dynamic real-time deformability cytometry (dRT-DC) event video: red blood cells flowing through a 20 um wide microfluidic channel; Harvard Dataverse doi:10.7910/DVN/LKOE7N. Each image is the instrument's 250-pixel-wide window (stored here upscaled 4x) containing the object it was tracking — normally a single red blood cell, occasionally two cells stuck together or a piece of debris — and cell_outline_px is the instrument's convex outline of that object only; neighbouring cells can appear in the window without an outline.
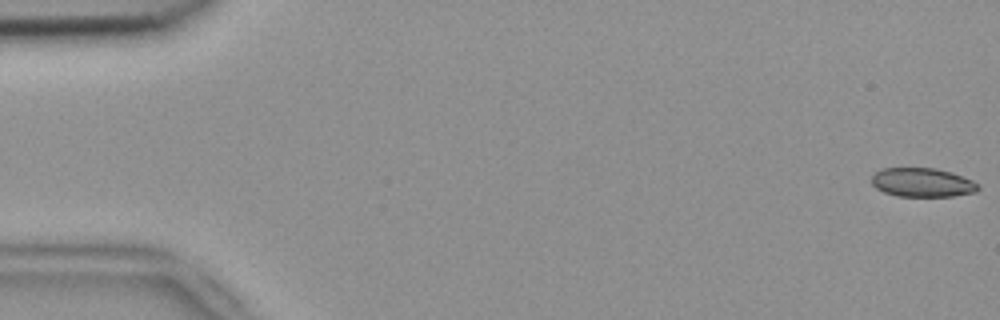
{"species": "common noctule bat (a hibernating species)", "species_latin": "Nyctalus noctula", "temperature_condition": "room temperature", "stored_images_in_passage": 53, "camera_frame_rate_fps": 3000, "um_per_image_px": 0.085, "animal": {"sex": "female", "body_mass_g": 18.4}, "frame": {"image": 1, "passage_image": 1, "time_ms": 0.0, "image_size_px": [1000, 320], "cell_outline_px": [[980, 188], [976, 192], [952, 196], [896, 196], [884, 192], [876, 188], [872, 184], [872, 176], [880, 168], [936, 168], [952, 172], [972, 180], [980, 184]], "centroid_in_image_um": [78.41, 15.51], "position_along_channel_um": 6.6, "area_um2": 18.09}}
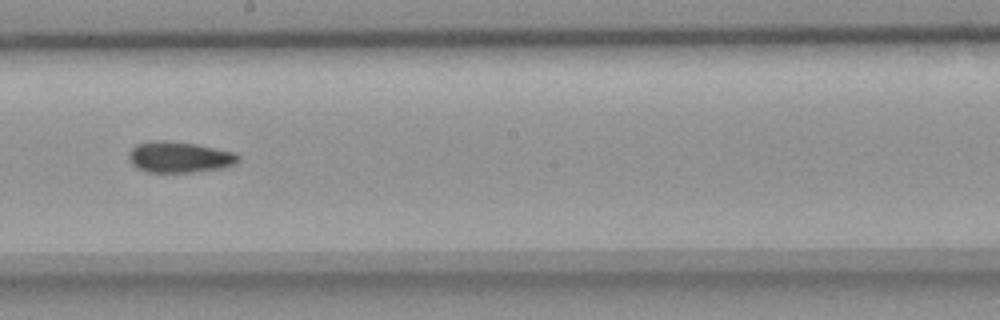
{"frame": {"image": 2, "passage_image": 30, "time_ms": 9.667, "image_size_px": [1000, 320], "cell_outline_px": [[240, 160], [236, 164], [224, 168], [192, 172], [148, 172], [136, 168], [132, 164], [128, 156], [128, 152], [136, 144], [156, 140], [164, 140], [196, 144], [236, 152], [240, 156]], "centroid_in_image_um": [15.27, 13.35], "position_along_channel_um": 232.9, "area_um2": 20.0}}
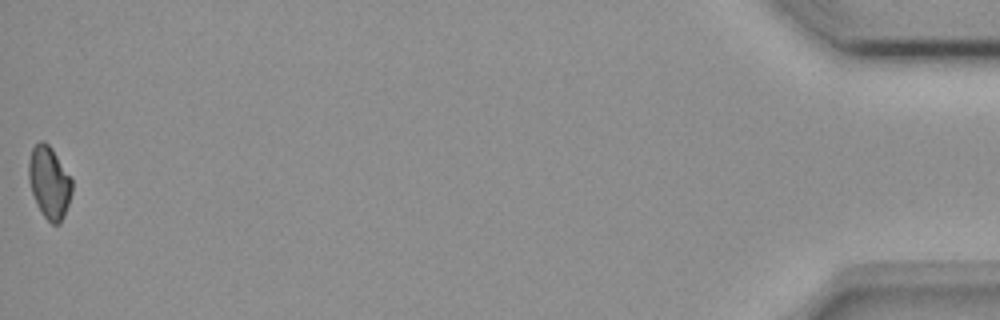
{"frame": {"image": 3, "passage_image": 53, "time_ms": 17.333, "image_size_px": [1000, 320], "cell_outline_px": [[72, 192], [64, 216], [60, 224], [52, 224], [44, 216], [36, 204], [28, 180], [28, 160], [32, 148], [40, 140], [44, 140], [52, 148], [72, 180]], "centroid_in_image_um": [4.17, 15.5], "position_along_channel_um": 431.0, "area_um2": 18.21}}